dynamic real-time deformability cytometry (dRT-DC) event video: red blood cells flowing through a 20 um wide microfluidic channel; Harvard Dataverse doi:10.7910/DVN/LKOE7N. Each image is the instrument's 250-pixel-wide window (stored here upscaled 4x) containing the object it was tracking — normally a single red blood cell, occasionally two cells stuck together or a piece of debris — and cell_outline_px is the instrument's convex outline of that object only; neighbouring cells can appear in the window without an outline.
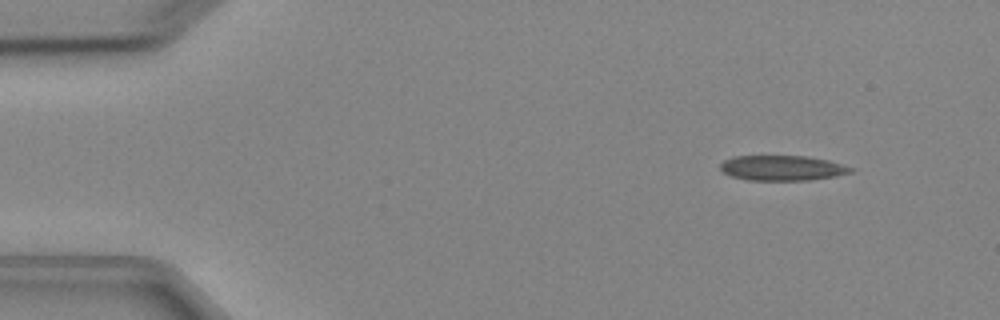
{"species": "Egyptian fruit bat (a non-hibernating species)", "species_latin": "Rousettus aegyptiacus", "temperature_condition": "cold", "stored_images_in_passage": 5, "camera_frame_rate_fps": 3000, "um_per_image_px": 0.085, "animal": {"sex": "female"}, "frame": {"image": 1, "passage_image": 1, "time_ms": 0.0, "image_size_px": [1000, 320], "cell_outline_px": [[856, 168], [852, 172], [836, 176], [812, 180], [748, 180], [732, 176], [724, 172], [720, 168], [720, 164], [724, 160], [732, 156], [808, 156], [828, 160]], "centroid_in_image_um": [66.52, 14.27], "position_along_channel_um": 18.5, "area_um2": 19.19}}
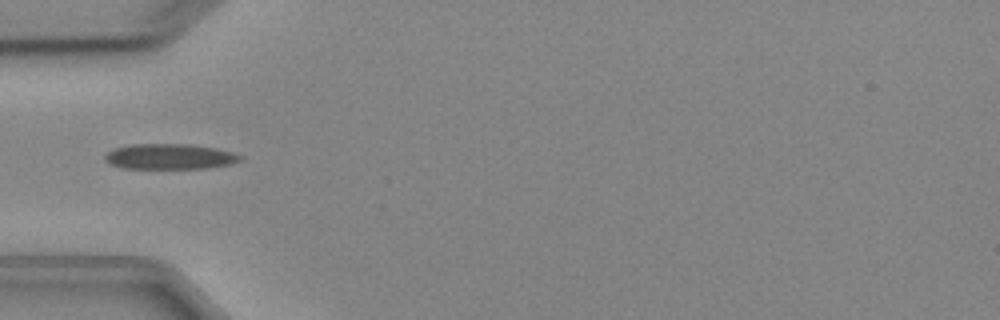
{"frame": {"image": 2, "passage_image": 4, "time_ms": 3.667, "image_size_px": [1000, 320], "cell_outline_px": [[244, 156], [240, 160], [228, 164], [208, 168], [120, 168], [108, 164], [104, 160], [104, 156], [112, 148], [132, 144], [188, 144], [216, 148], [232, 152]], "centroid_in_image_um": [14.37, 13.3], "position_along_channel_um": 70.6, "area_um2": 20.11}}